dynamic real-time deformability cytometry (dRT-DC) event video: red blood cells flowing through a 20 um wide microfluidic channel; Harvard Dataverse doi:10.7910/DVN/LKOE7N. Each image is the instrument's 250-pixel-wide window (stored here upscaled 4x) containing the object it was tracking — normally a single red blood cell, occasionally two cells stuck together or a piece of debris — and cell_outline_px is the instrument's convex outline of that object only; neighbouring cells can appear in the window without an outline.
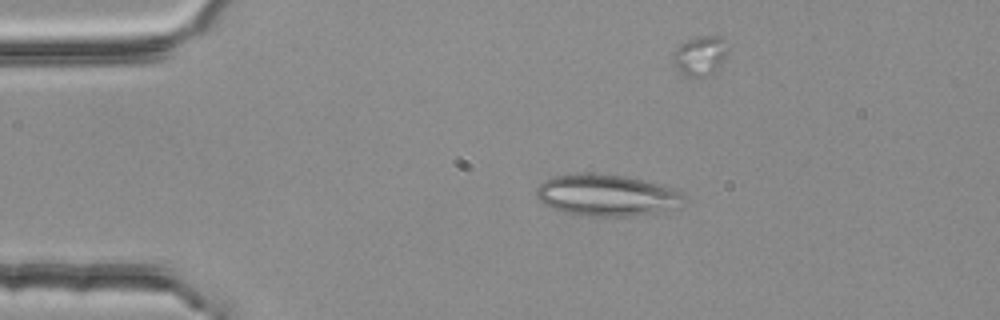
{"species": "common noctule bat (a hibernating species)", "species_latin": "Nyctalus noctula", "temperature_condition": "room temperature", "stored_images_in_passage": 3, "camera_frame_rate_fps": 3000, "um_per_image_px": 0.085, "animal": {"sex": "female", "body_mass_g": 25.1}, "frame": {"image": 1, "passage_image": 1, "time_ms": 0.0, "image_size_px": [1000, 320], "cell_outline_px": [[684, 200], [680, 208], [632, 216], [580, 216], [564, 212], [552, 208], [544, 204], [536, 196], [536, 188], [544, 180], [552, 176], [624, 176], [660, 184], [680, 192], [684, 196]], "centroid_in_image_um": [51.59, 16.65], "position_along_channel_um": 33.4, "area_um2": 34.91}}